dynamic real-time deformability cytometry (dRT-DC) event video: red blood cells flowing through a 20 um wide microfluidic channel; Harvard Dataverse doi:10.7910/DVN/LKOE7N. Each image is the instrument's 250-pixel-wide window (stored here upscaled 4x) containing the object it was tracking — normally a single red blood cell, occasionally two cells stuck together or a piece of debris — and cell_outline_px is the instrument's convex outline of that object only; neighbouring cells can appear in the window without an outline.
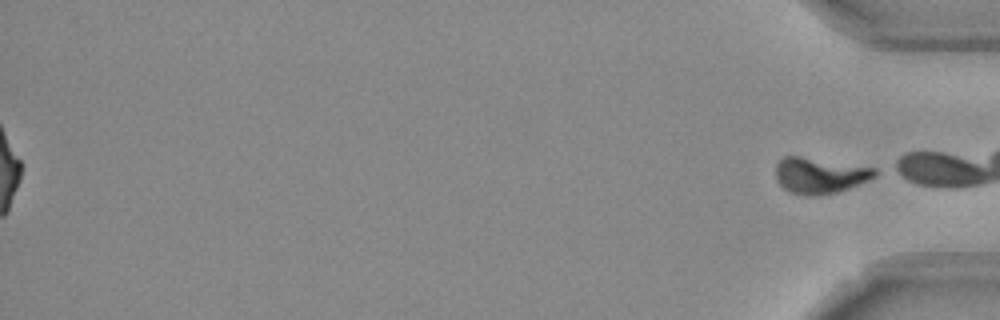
{"species": "Egyptian fruit bat (a non-hibernating species)", "species_latin": "Rousettus aegyptiacus", "temperature_condition": "room temperature", "stored_images_in_passage": 54, "segment_of_instrument_passage": [2, 2], "camera_frame_rate_fps": 3000, "um_per_image_px": 0.085, "frame": {"image": 1, "passage_image": 54, "time_ms": 17.667, "image_size_px": [1000, 320], "cell_outline_px": [[876, 176], [868, 180], [848, 188], [836, 192], [820, 196], [804, 196], [788, 192], [776, 180], [776, 164], [784, 156], [800, 156], [876, 168]], "centroid_in_image_um": [69.64, 14.93], "position_along_channel_um": 365.6, "area_um2": 20.75}}